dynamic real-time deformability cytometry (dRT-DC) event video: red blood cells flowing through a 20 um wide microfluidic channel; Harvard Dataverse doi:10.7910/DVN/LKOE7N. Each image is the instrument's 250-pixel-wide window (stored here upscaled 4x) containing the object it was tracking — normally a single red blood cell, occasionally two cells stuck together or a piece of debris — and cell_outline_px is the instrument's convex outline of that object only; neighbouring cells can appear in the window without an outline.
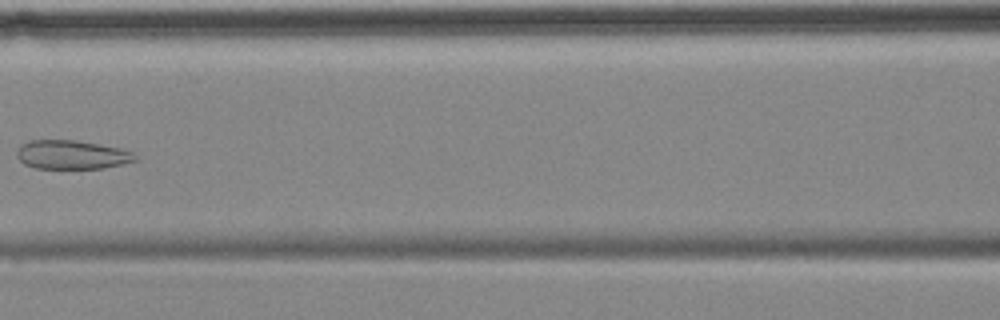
{"species": "common noctule bat (a hibernating species)", "species_latin": "Nyctalus noctula", "temperature_condition": "cold", "stored_images_in_passage": 14, "camera_frame_rate_fps": 3000, "um_per_image_px": 0.085, "animal": {"sex": "female", "body_mass_g": 18.4}, "frame": {"image": 1, "passage_image": 5, "time_ms": 7.0, "image_size_px": [1000, 320], "cell_outline_px": [[136, 160], [104, 168], [36, 168], [24, 164], [16, 156], [16, 152], [20, 144], [28, 140], [72, 140], [120, 148], [132, 152], [136, 156]], "centroid_in_image_um": [6.04, 13.15], "position_along_channel_um": 160.6, "area_um2": 19.71}}
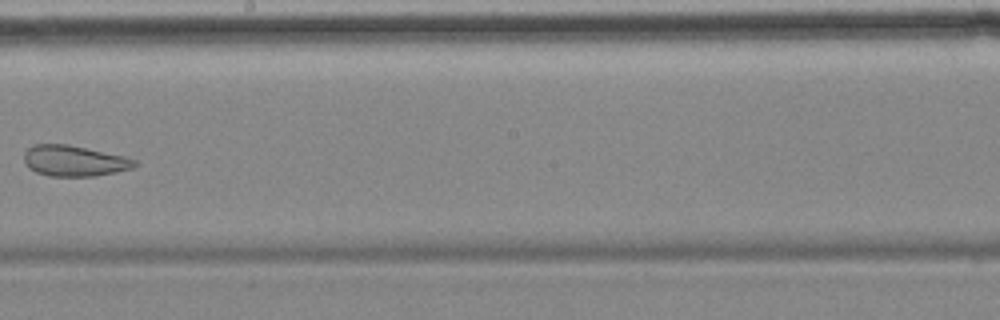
{"frame": {"image": 2, "passage_image": 7, "time_ms": 9.333, "image_size_px": [1000, 320], "cell_outline_px": [[140, 164], [132, 168], [116, 172], [92, 176], [48, 176], [36, 172], [28, 168], [24, 160], [24, 152], [28, 148], [36, 144], [68, 144], [124, 156], [136, 160]], "centroid_in_image_um": [6.31, 13.67], "position_along_channel_um": 241.9, "area_um2": 19.88}, "authors_computed_cell_mechanics": {"area_um2": 21.4727, "velocity_mm_per_s": 3.4893, "shape_relaxation_time_tau1_ms": null, "shape_relaxation_time_tau2_ms": 4.4778, "deformation_change_tau1": null, "deformation_change_tau2": 0.0902}}